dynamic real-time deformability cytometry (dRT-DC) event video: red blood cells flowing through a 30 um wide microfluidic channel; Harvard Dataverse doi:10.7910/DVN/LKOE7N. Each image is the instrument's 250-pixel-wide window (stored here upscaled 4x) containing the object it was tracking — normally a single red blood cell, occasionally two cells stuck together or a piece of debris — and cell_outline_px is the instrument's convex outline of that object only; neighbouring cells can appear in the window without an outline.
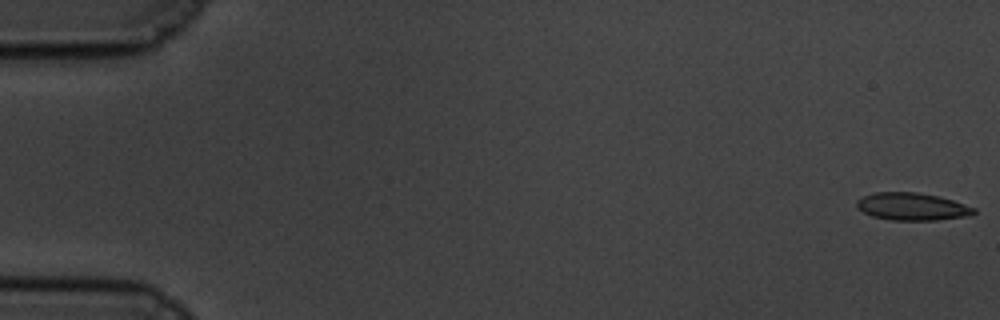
{"species": "common noctule bat (a hibernating species)", "species_latin": "Nyctalus noctula", "temperature_condition": "cold", "stored_images_in_passage": 58, "camera_frame_rate_fps": 3000, "um_per_image_px": 0.085, "animal": {"sex": "male", "body_mass_g": 19.5, "forearm_length_mm": 54.6}, "frame": {"image": 1, "passage_image": 1, "time_ms": 0.0, "image_size_px": [1000, 320], "cell_outline_px": [[976, 212], [972, 216], [936, 220], [892, 220], [872, 216], [856, 208], [856, 200], [864, 196], [876, 192], [916, 192], [940, 196], [976, 208]], "centroid_in_image_um": [77.55, 17.56], "position_along_channel_um": 7.5, "area_um2": 18.9}}
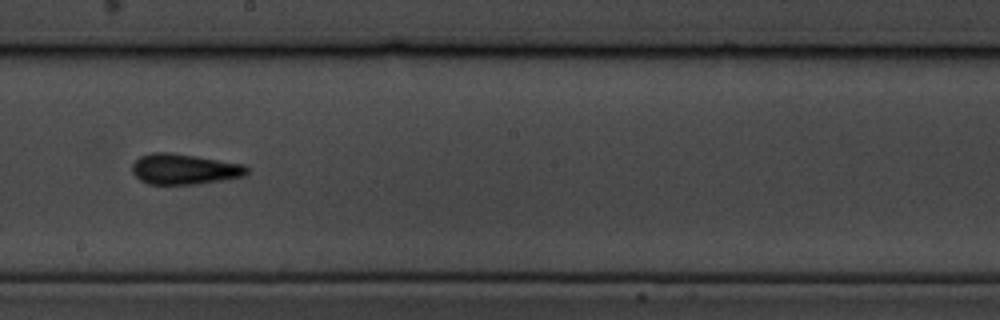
{"frame": {"image": 2, "passage_image": 33, "time_ms": 10.667, "image_size_px": [1000, 320], "cell_outline_px": [[248, 172], [244, 176], [196, 184], [148, 184], [140, 180], [132, 172], [132, 164], [140, 156], [152, 152], [168, 152], [196, 156], [244, 164], [248, 168]], "centroid_in_image_um": [15.65, 14.37], "position_along_channel_um": 232.6, "area_um2": 20.35}}
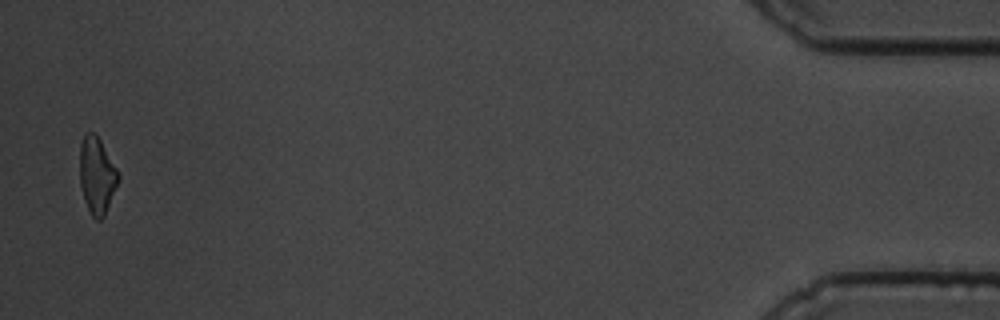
{"frame": {"image": 3, "passage_image": 57, "time_ms": 18.667, "image_size_px": [1000, 320], "cell_outline_px": [[120, 180], [104, 216], [100, 220], [96, 220], [92, 216], [84, 200], [80, 184], [80, 144], [84, 136], [88, 132], [92, 132], [100, 140], [116, 168], [120, 176]], "centroid_in_image_um": [8.24, 14.94], "position_along_channel_um": 427.0, "area_um2": 17.05}, "authors_computed_cell_mechanics": {"area_um2": 19.0451, "velocity_mm_per_s": 3.4898, "shape_relaxation_time_tau1_ms": 3.8204, "shape_relaxation_time_tau2_ms": 2.4973, "deformation_change_tau1": 0.1249, "deformation_change_tau2": 0.1047}}